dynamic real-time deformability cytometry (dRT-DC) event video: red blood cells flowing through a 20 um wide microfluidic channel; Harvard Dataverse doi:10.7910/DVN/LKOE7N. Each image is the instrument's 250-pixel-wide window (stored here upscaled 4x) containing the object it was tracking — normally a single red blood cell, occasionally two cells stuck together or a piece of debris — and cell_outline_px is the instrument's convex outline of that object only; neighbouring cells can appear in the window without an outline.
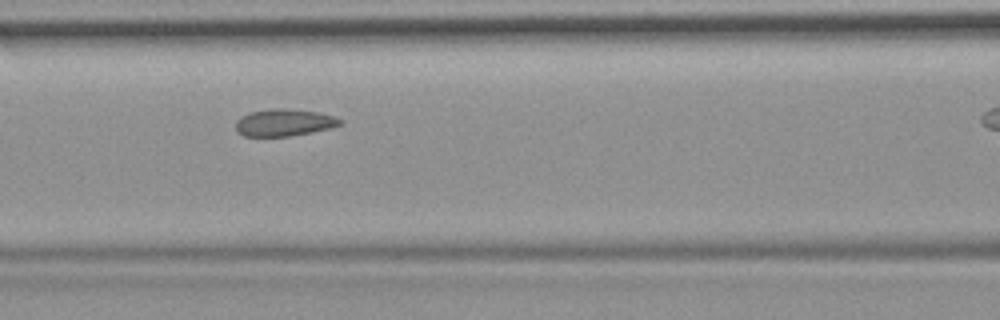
{"species": "common noctule bat (a hibernating species)", "species_latin": "Nyctalus noctula", "temperature_condition": "room temperature", "stored_images_in_passage": 37, "camera_frame_rate_fps": 3000, "um_per_image_px": 0.085, "animal": {"sex": "female", "body_mass_g": 19.9}, "frame": {"image": 1, "passage_image": 16, "time_ms": 5.0, "image_size_px": [1000, 320], "cell_outline_px": [[344, 124], [332, 128], [312, 132], [288, 136], [244, 136], [236, 128], [236, 120], [240, 116], [248, 112], [272, 108], [284, 108], [316, 112], [336, 116], [344, 120]], "centroid_in_image_um": [24.2, 10.41], "position_along_channel_um": 142.4, "area_um2": 16.65}}
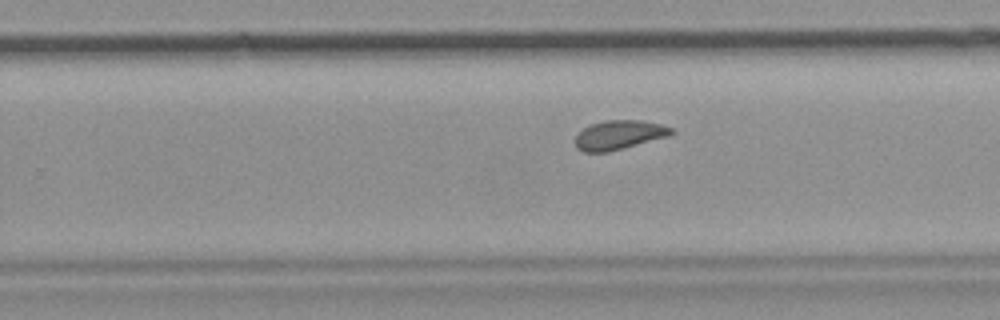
{"frame": {"image": 2, "passage_image": 27, "time_ms": 8.667, "image_size_px": [1000, 320], "cell_outline_px": [[676, 132], [668, 136], [608, 152], [584, 152], [576, 148], [576, 136], [588, 124], [604, 120], [640, 120], [660, 124], [672, 128]], "centroid_in_image_um": [52.61, 11.46], "position_along_channel_um": 277.2, "area_um2": 16.3}}